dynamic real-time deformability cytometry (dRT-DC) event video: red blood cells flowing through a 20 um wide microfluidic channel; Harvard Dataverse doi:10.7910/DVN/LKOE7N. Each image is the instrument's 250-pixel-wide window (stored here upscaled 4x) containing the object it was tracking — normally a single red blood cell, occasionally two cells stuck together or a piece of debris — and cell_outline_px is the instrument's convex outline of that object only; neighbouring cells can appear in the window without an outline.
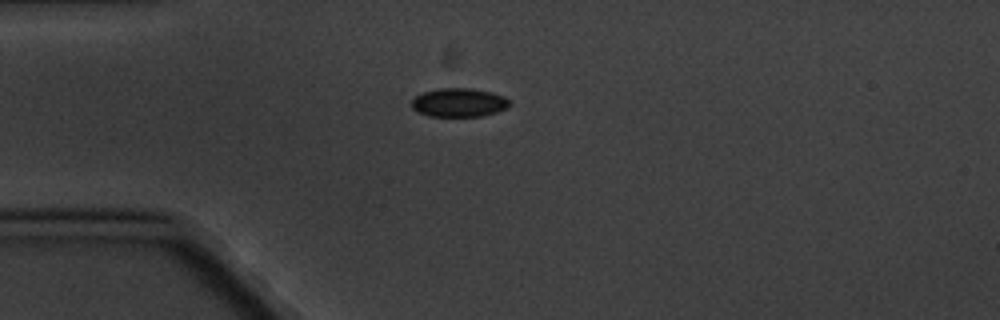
{"species": "common noctule bat (a hibernating species)", "species_latin": "Nyctalus noctula", "temperature_condition": "cold", "stored_images_in_passage": 6, "camera_frame_rate_fps": 3000, "um_per_image_px": 0.085, "animal": {"sex": "male", "body_mass_g": 20.1, "forearm_length_mm": 53.5}, "frame": {"image": 1, "passage_image": 1, "time_ms": 0.0, "image_size_px": [1000, 320], "cell_outline_px": [[512, 104], [508, 108], [484, 116], [428, 116], [416, 112], [412, 108], [412, 100], [416, 96], [424, 92], [440, 88], [472, 88], [492, 92], [504, 96], [512, 100]], "centroid_in_image_um": [39.06, 8.72], "position_along_channel_um": 45.9, "area_um2": 16.65}}